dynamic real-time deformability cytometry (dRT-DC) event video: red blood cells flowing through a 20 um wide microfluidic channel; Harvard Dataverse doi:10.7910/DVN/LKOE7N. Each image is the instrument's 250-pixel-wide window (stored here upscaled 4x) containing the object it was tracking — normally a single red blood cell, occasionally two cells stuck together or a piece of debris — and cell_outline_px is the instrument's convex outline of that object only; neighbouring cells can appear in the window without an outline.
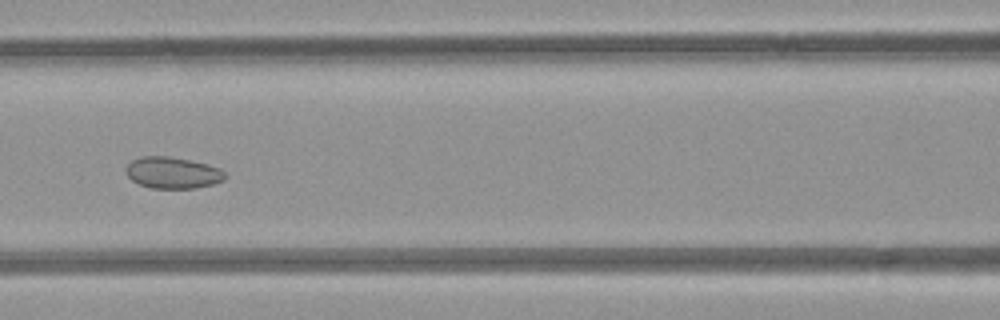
{"species": "common noctule bat (a hibernating species)", "species_latin": "Nyctalus noctula", "temperature_condition": "room temperature", "stored_images_in_passage": 6, "camera_frame_rate_fps": 3000, "um_per_image_px": 0.085, "animal": {"sex": "female", "body_mass_g": 21.9}, "frame": {"image": 1, "passage_image": 6, "time_ms": 5.667, "image_size_px": [1000, 320], "cell_outline_px": [[224, 180], [212, 184], [196, 188], [152, 188], [140, 184], [132, 180], [128, 176], [124, 168], [132, 160], [140, 156], [168, 156], [208, 164], [220, 168], [224, 172]], "centroid_in_image_um": [14.65, 14.68], "position_along_channel_um": 151.9, "area_um2": 18.09}}